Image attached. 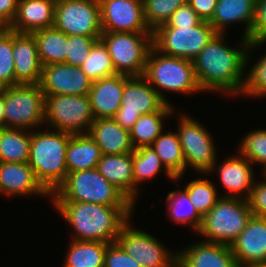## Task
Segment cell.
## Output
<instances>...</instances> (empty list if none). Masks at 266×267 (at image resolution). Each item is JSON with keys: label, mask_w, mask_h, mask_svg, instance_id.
Listing matches in <instances>:
<instances>
[{"label": "cell", "mask_w": 266, "mask_h": 267, "mask_svg": "<svg viewBox=\"0 0 266 267\" xmlns=\"http://www.w3.org/2000/svg\"><path fill=\"white\" fill-rule=\"evenodd\" d=\"M225 38L224 34L217 33L192 62L203 93L219 92L236 97L241 95L244 87L249 55L266 41L250 43L242 37L240 47L234 48L226 44Z\"/></svg>", "instance_id": "obj_1"}, {"label": "cell", "mask_w": 266, "mask_h": 267, "mask_svg": "<svg viewBox=\"0 0 266 267\" xmlns=\"http://www.w3.org/2000/svg\"><path fill=\"white\" fill-rule=\"evenodd\" d=\"M52 202L64 221L73 228L72 240L80 241L115 242L121 227L132 218L135 209L77 201Z\"/></svg>", "instance_id": "obj_2"}, {"label": "cell", "mask_w": 266, "mask_h": 267, "mask_svg": "<svg viewBox=\"0 0 266 267\" xmlns=\"http://www.w3.org/2000/svg\"><path fill=\"white\" fill-rule=\"evenodd\" d=\"M46 129L31 131L28 164L40 184L52 194L67 177L66 149L72 134Z\"/></svg>", "instance_id": "obj_3"}, {"label": "cell", "mask_w": 266, "mask_h": 267, "mask_svg": "<svg viewBox=\"0 0 266 267\" xmlns=\"http://www.w3.org/2000/svg\"><path fill=\"white\" fill-rule=\"evenodd\" d=\"M50 199L135 207L122 191L101 175L97 167L68 173L65 181L51 194Z\"/></svg>", "instance_id": "obj_4"}, {"label": "cell", "mask_w": 266, "mask_h": 267, "mask_svg": "<svg viewBox=\"0 0 266 267\" xmlns=\"http://www.w3.org/2000/svg\"><path fill=\"white\" fill-rule=\"evenodd\" d=\"M143 77L167 104L171 103L163 91L182 93V95L203 92L196 79L191 60L164 55L153 46L146 59Z\"/></svg>", "instance_id": "obj_5"}, {"label": "cell", "mask_w": 266, "mask_h": 267, "mask_svg": "<svg viewBox=\"0 0 266 267\" xmlns=\"http://www.w3.org/2000/svg\"><path fill=\"white\" fill-rule=\"evenodd\" d=\"M247 199L221 197L203 217L196 234L204 241L231 245L252 217Z\"/></svg>", "instance_id": "obj_6"}, {"label": "cell", "mask_w": 266, "mask_h": 267, "mask_svg": "<svg viewBox=\"0 0 266 267\" xmlns=\"http://www.w3.org/2000/svg\"><path fill=\"white\" fill-rule=\"evenodd\" d=\"M45 97L39 84L4 87L5 128L32 131L45 124Z\"/></svg>", "instance_id": "obj_7"}, {"label": "cell", "mask_w": 266, "mask_h": 267, "mask_svg": "<svg viewBox=\"0 0 266 267\" xmlns=\"http://www.w3.org/2000/svg\"><path fill=\"white\" fill-rule=\"evenodd\" d=\"M116 74L143 76L152 45V33L102 32Z\"/></svg>", "instance_id": "obj_8"}, {"label": "cell", "mask_w": 266, "mask_h": 267, "mask_svg": "<svg viewBox=\"0 0 266 267\" xmlns=\"http://www.w3.org/2000/svg\"><path fill=\"white\" fill-rule=\"evenodd\" d=\"M47 128L71 134L88 133L95 120L89 95H44Z\"/></svg>", "instance_id": "obj_9"}, {"label": "cell", "mask_w": 266, "mask_h": 267, "mask_svg": "<svg viewBox=\"0 0 266 267\" xmlns=\"http://www.w3.org/2000/svg\"><path fill=\"white\" fill-rule=\"evenodd\" d=\"M216 34L205 21L196 26L157 27L152 32V45L164 55L193 61Z\"/></svg>", "instance_id": "obj_10"}, {"label": "cell", "mask_w": 266, "mask_h": 267, "mask_svg": "<svg viewBox=\"0 0 266 267\" xmlns=\"http://www.w3.org/2000/svg\"><path fill=\"white\" fill-rule=\"evenodd\" d=\"M177 133L183 149L186 168H192L197 173L207 174L217 161L211 133L189 114H179Z\"/></svg>", "instance_id": "obj_11"}, {"label": "cell", "mask_w": 266, "mask_h": 267, "mask_svg": "<svg viewBox=\"0 0 266 267\" xmlns=\"http://www.w3.org/2000/svg\"><path fill=\"white\" fill-rule=\"evenodd\" d=\"M129 219L120 229L116 242L141 267H177L178 253L171 251L151 233L131 225Z\"/></svg>", "instance_id": "obj_12"}, {"label": "cell", "mask_w": 266, "mask_h": 267, "mask_svg": "<svg viewBox=\"0 0 266 267\" xmlns=\"http://www.w3.org/2000/svg\"><path fill=\"white\" fill-rule=\"evenodd\" d=\"M166 104L143 76L130 77L124 83L121 106L112 118L130 131L141 115L160 111Z\"/></svg>", "instance_id": "obj_13"}, {"label": "cell", "mask_w": 266, "mask_h": 267, "mask_svg": "<svg viewBox=\"0 0 266 267\" xmlns=\"http://www.w3.org/2000/svg\"><path fill=\"white\" fill-rule=\"evenodd\" d=\"M53 27L67 35L100 37L99 0H63L56 3Z\"/></svg>", "instance_id": "obj_14"}, {"label": "cell", "mask_w": 266, "mask_h": 267, "mask_svg": "<svg viewBox=\"0 0 266 267\" xmlns=\"http://www.w3.org/2000/svg\"><path fill=\"white\" fill-rule=\"evenodd\" d=\"M102 32L152 33L143 0H99Z\"/></svg>", "instance_id": "obj_15"}, {"label": "cell", "mask_w": 266, "mask_h": 267, "mask_svg": "<svg viewBox=\"0 0 266 267\" xmlns=\"http://www.w3.org/2000/svg\"><path fill=\"white\" fill-rule=\"evenodd\" d=\"M92 83L81 67L54 63L42 66L39 85L44 95H89Z\"/></svg>", "instance_id": "obj_16"}, {"label": "cell", "mask_w": 266, "mask_h": 267, "mask_svg": "<svg viewBox=\"0 0 266 267\" xmlns=\"http://www.w3.org/2000/svg\"><path fill=\"white\" fill-rule=\"evenodd\" d=\"M230 248L239 267L266 264V218L252 215Z\"/></svg>", "instance_id": "obj_17"}, {"label": "cell", "mask_w": 266, "mask_h": 267, "mask_svg": "<svg viewBox=\"0 0 266 267\" xmlns=\"http://www.w3.org/2000/svg\"><path fill=\"white\" fill-rule=\"evenodd\" d=\"M217 162L208 174L218 171L221 185L228 190L221 197L248 199L255 181L253 164L240 153L226 157L222 164Z\"/></svg>", "instance_id": "obj_18"}, {"label": "cell", "mask_w": 266, "mask_h": 267, "mask_svg": "<svg viewBox=\"0 0 266 267\" xmlns=\"http://www.w3.org/2000/svg\"><path fill=\"white\" fill-rule=\"evenodd\" d=\"M0 194L7 196H42L51 194L37 180L28 162H0Z\"/></svg>", "instance_id": "obj_19"}, {"label": "cell", "mask_w": 266, "mask_h": 267, "mask_svg": "<svg viewBox=\"0 0 266 267\" xmlns=\"http://www.w3.org/2000/svg\"><path fill=\"white\" fill-rule=\"evenodd\" d=\"M198 242L177 250V267H239L230 245Z\"/></svg>", "instance_id": "obj_20"}, {"label": "cell", "mask_w": 266, "mask_h": 267, "mask_svg": "<svg viewBox=\"0 0 266 267\" xmlns=\"http://www.w3.org/2000/svg\"><path fill=\"white\" fill-rule=\"evenodd\" d=\"M13 57L15 64V85L40 84L42 64L33 33L13 31Z\"/></svg>", "instance_id": "obj_21"}, {"label": "cell", "mask_w": 266, "mask_h": 267, "mask_svg": "<svg viewBox=\"0 0 266 267\" xmlns=\"http://www.w3.org/2000/svg\"><path fill=\"white\" fill-rule=\"evenodd\" d=\"M129 76L116 74L94 81L89 92L91 108L95 119L110 118L121 106L124 83Z\"/></svg>", "instance_id": "obj_22"}, {"label": "cell", "mask_w": 266, "mask_h": 267, "mask_svg": "<svg viewBox=\"0 0 266 267\" xmlns=\"http://www.w3.org/2000/svg\"><path fill=\"white\" fill-rule=\"evenodd\" d=\"M56 3L50 0H18L17 12L10 30L33 33L53 27Z\"/></svg>", "instance_id": "obj_23"}, {"label": "cell", "mask_w": 266, "mask_h": 267, "mask_svg": "<svg viewBox=\"0 0 266 267\" xmlns=\"http://www.w3.org/2000/svg\"><path fill=\"white\" fill-rule=\"evenodd\" d=\"M255 4L256 0H218L212 19L208 23L221 34L226 33L230 24L244 23L246 26L242 36L250 41Z\"/></svg>", "instance_id": "obj_24"}, {"label": "cell", "mask_w": 266, "mask_h": 267, "mask_svg": "<svg viewBox=\"0 0 266 267\" xmlns=\"http://www.w3.org/2000/svg\"><path fill=\"white\" fill-rule=\"evenodd\" d=\"M88 134L104 155H121L134 151L130 131L123 129L112 117L95 119Z\"/></svg>", "instance_id": "obj_25"}, {"label": "cell", "mask_w": 266, "mask_h": 267, "mask_svg": "<svg viewBox=\"0 0 266 267\" xmlns=\"http://www.w3.org/2000/svg\"><path fill=\"white\" fill-rule=\"evenodd\" d=\"M97 169L134 203L133 152L121 155L102 154Z\"/></svg>", "instance_id": "obj_26"}, {"label": "cell", "mask_w": 266, "mask_h": 267, "mask_svg": "<svg viewBox=\"0 0 266 267\" xmlns=\"http://www.w3.org/2000/svg\"><path fill=\"white\" fill-rule=\"evenodd\" d=\"M102 153L88 133L72 134L66 149L68 173L97 167Z\"/></svg>", "instance_id": "obj_27"}, {"label": "cell", "mask_w": 266, "mask_h": 267, "mask_svg": "<svg viewBox=\"0 0 266 267\" xmlns=\"http://www.w3.org/2000/svg\"><path fill=\"white\" fill-rule=\"evenodd\" d=\"M176 109L172 104H166L160 111L143 114L130 130V139L134 149L151 146L163 132L166 119L174 116Z\"/></svg>", "instance_id": "obj_28"}, {"label": "cell", "mask_w": 266, "mask_h": 267, "mask_svg": "<svg viewBox=\"0 0 266 267\" xmlns=\"http://www.w3.org/2000/svg\"><path fill=\"white\" fill-rule=\"evenodd\" d=\"M164 171V175L170 180L176 177L165 167L162 160L152 146H144L133 151V180H134V204L138 200L139 187L144 181L152 180L159 172Z\"/></svg>", "instance_id": "obj_29"}, {"label": "cell", "mask_w": 266, "mask_h": 267, "mask_svg": "<svg viewBox=\"0 0 266 267\" xmlns=\"http://www.w3.org/2000/svg\"><path fill=\"white\" fill-rule=\"evenodd\" d=\"M42 66L65 63L68 48V35L54 27L33 32Z\"/></svg>", "instance_id": "obj_30"}, {"label": "cell", "mask_w": 266, "mask_h": 267, "mask_svg": "<svg viewBox=\"0 0 266 267\" xmlns=\"http://www.w3.org/2000/svg\"><path fill=\"white\" fill-rule=\"evenodd\" d=\"M63 267H104L106 247L101 241L70 240Z\"/></svg>", "instance_id": "obj_31"}, {"label": "cell", "mask_w": 266, "mask_h": 267, "mask_svg": "<svg viewBox=\"0 0 266 267\" xmlns=\"http://www.w3.org/2000/svg\"><path fill=\"white\" fill-rule=\"evenodd\" d=\"M164 131L152 143V147L162 160L165 167L176 177L178 181L186 173V162L181 147L178 133L170 130Z\"/></svg>", "instance_id": "obj_32"}, {"label": "cell", "mask_w": 266, "mask_h": 267, "mask_svg": "<svg viewBox=\"0 0 266 267\" xmlns=\"http://www.w3.org/2000/svg\"><path fill=\"white\" fill-rule=\"evenodd\" d=\"M31 131L19 128L0 129V162L29 161Z\"/></svg>", "instance_id": "obj_33"}, {"label": "cell", "mask_w": 266, "mask_h": 267, "mask_svg": "<svg viewBox=\"0 0 266 267\" xmlns=\"http://www.w3.org/2000/svg\"><path fill=\"white\" fill-rule=\"evenodd\" d=\"M169 218L176 224L191 225V229L198 232L203 217L197 212L189 199L188 193L184 189H175L168 193L166 197ZM185 224V225H184Z\"/></svg>", "instance_id": "obj_34"}, {"label": "cell", "mask_w": 266, "mask_h": 267, "mask_svg": "<svg viewBox=\"0 0 266 267\" xmlns=\"http://www.w3.org/2000/svg\"><path fill=\"white\" fill-rule=\"evenodd\" d=\"M215 183L208 178L198 177L189 181L183 189L188 193L189 199L197 212L204 217L221 198V194L217 193Z\"/></svg>", "instance_id": "obj_35"}, {"label": "cell", "mask_w": 266, "mask_h": 267, "mask_svg": "<svg viewBox=\"0 0 266 267\" xmlns=\"http://www.w3.org/2000/svg\"><path fill=\"white\" fill-rule=\"evenodd\" d=\"M81 68L92 82L116 75L111 56L101 39L95 42Z\"/></svg>", "instance_id": "obj_36"}, {"label": "cell", "mask_w": 266, "mask_h": 267, "mask_svg": "<svg viewBox=\"0 0 266 267\" xmlns=\"http://www.w3.org/2000/svg\"><path fill=\"white\" fill-rule=\"evenodd\" d=\"M188 0H143L144 18L147 26L153 32L165 24L181 5Z\"/></svg>", "instance_id": "obj_37"}, {"label": "cell", "mask_w": 266, "mask_h": 267, "mask_svg": "<svg viewBox=\"0 0 266 267\" xmlns=\"http://www.w3.org/2000/svg\"><path fill=\"white\" fill-rule=\"evenodd\" d=\"M241 139L237 148L238 153L252 164L262 165L261 171L264 173L266 171V129H255Z\"/></svg>", "instance_id": "obj_38"}, {"label": "cell", "mask_w": 266, "mask_h": 267, "mask_svg": "<svg viewBox=\"0 0 266 267\" xmlns=\"http://www.w3.org/2000/svg\"><path fill=\"white\" fill-rule=\"evenodd\" d=\"M15 85L13 31L0 35V88Z\"/></svg>", "instance_id": "obj_39"}, {"label": "cell", "mask_w": 266, "mask_h": 267, "mask_svg": "<svg viewBox=\"0 0 266 267\" xmlns=\"http://www.w3.org/2000/svg\"><path fill=\"white\" fill-rule=\"evenodd\" d=\"M245 76L241 96L254 99L266 97V54L261 56L257 62L255 61Z\"/></svg>", "instance_id": "obj_40"}, {"label": "cell", "mask_w": 266, "mask_h": 267, "mask_svg": "<svg viewBox=\"0 0 266 267\" xmlns=\"http://www.w3.org/2000/svg\"><path fill=\"white\" fill-rule=\"evenodd\" d=\"M100 37L68 35L66 64L81 67L89 52Z\"/></svg>", "instance_id": "obj_41"}, {"label": "cell", "mask_w": 266, "mask_h": 267, "mask_svg": "<svg viewBox=\"0 0 266 267\" xmlns=\"http://www.w3.org/2000/svg\"><path fill=\"white\" fill-rule=\"evenodd\" d=\"M104 267H141V265L115 241L106 247Z\"/></svg>", "instance_id": "obj_42"}, {"label": "cell", "mask_w": 266, "mask_h": 267, "mask_svg": "<svg viewBox=\"0 0 266 267\" xmlns=\"http://www.w3.org/2000/svg\"><path fill=\"white\" fill-rule=\"evenodd\" d=\"M202 20L199 18L197 13L191 8L189 3L181 5L171 15L170 19L159 27H185V26H196Z\"/></svg>", "instance_id": "obj_43"}, {"label": "cell", "mask_w": 266, "mask_h": 267, "mask_svg": "<svg viewBox=\"0 0 266 267\" xmlns=\"http://www.w3.org/2000/svg\"><path fill=\"white\" fill-rule=\"evenodd\" d=\"M263 181H254L248 203L252 214L257 217L266 218V175Z\"/></svg>", "instance_id": "obj_44"}, {"label": "cell", "mask_w": 266, "mask_h": 267, "mask_svg": "<svg viewBox=\"0 0 266 267\" xmlns=\"http://www.w3.org/2000/svg\"><path fill=\"white\" fill-rule=\"evenodd\" d=\"M266 41V0H256L255 16L250 31V43Z\"/></svg>", "instance_id": "obj_45"}, {"label": "cell", "mask_w": 266, "mask_h": 267, "mask_svg": "<svg viewBox=\"0 0 266 267\" xmlns=\"http://www.w3.org/2000/svg\"><path fill=\"white\" fill-rule=\"evenodd\" d=\"M218 0H188L191 8L202 21L209 22L212 19Z\"/></svg>", "instance_id": "obj_46"}, {"label": "cell", "mask_w": 266, "mask_h": 267, "mask_svg": "<svg viewBox=\"0 0 266 267\" xmlns=\"http://www.w3.org/2000/svg\"><path fill=\"white\" fill-rule=\"evenodd\" d=\"M17 6L18 0H0V14L9 24L16 16Z\"/></svg>", "instance_id": "obj_47"}, {"label": "cell", "mask_w": 266, "mask_h": 267, "mask_svg": "<svg viewBox=\"0 0 266 267\" xmlns=\"http://www.w3.org/2000/svg\"><path fill=\"white\" fill-rule=\"evenodd\" d=\"M5 128L4 87L0 88V129Z\"/></svg>", "instance_id": "obj_48"}, {"label": "cell", "mask_w": 266, "mask_h": 267, "mask_svg": "<svg viewBox=\"0 0 266 267\" xmlns=\"http://www.w3.org/2000/svg\"><path fill=\"white\" fill-rule=\"evenodd\" d=\"M10 30V24L0 14V35Z\"/></svg>", "instance_id": "obj_49"}, {"label": "cell", "mask_w": 266, "mask_h": 267, "mask_svg": "<svg viewBox=\"0 0 266 267\" xmlns=\"http://www.w3.org/2000/svg\"><path fill=\"white\" fill-rule=\"evenodd\" d=\"M247 267H266V264H260V265H250Z\"/></svg>", "instance_id": "obj_50"}, {"label": "cell", "mask_w": 266, "mask_h": 267, "mask_svg": "<svg viewBox=\"0 0 266 267\" xmlns=\"http://www.w3.org/2000/svg\"><path fill=\"white\" fill-rule=\"evenodd\" d=\"M50 1H53V2H55V3H58V2H61V1H63V0H50Z\"/></svg>", "instance_id": "obj_51"}]
</instances>
